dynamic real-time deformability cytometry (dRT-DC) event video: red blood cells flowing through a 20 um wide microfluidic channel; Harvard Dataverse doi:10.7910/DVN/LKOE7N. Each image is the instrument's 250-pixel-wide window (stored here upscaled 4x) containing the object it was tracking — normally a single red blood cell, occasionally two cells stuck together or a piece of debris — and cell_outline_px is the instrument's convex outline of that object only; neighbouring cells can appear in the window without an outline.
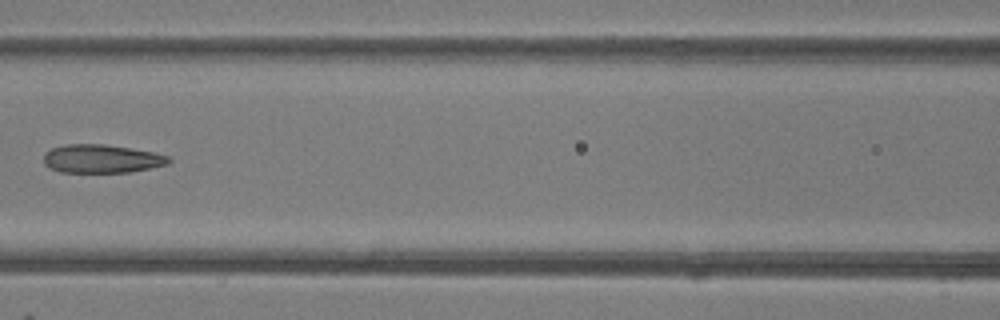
{"species": "common noctule bat (a hibernating species)", "species_latin": "Nyctalus noctula", "temperature_condition": "room temperature", "stored_images_in_passage": 5, "camera_frame_rate_fps": 3000, "um_per_image_px": 0.085, "animal": {"sex": "female"}, "frame": {"image": 1, "passage_image": 5, "time_ms": 4.667, "image_size_px": [1000, 320], "cell_outline_px": [[172, 160], [168, 164], [128, 172], [60, 172], [48, 168], [44, 164], [44, 152], [52, 148], [64, 144], [104, 144], [152, 152], [168, 156]], "centroid_in_image_um": [8.58, 13.49], "position_along_channel_um": 158.0, "area_um2": 20.63}}